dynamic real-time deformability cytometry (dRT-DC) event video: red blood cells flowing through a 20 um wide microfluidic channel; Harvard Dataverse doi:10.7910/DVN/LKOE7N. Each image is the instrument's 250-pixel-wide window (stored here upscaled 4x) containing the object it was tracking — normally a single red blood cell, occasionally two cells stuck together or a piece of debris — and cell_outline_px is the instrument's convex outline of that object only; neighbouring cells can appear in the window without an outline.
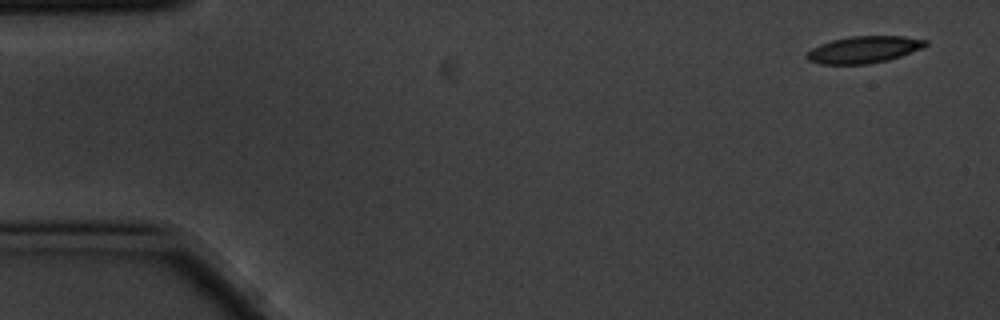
{"species": "common noctule bat (a hibernating species)", "species_latin": "Nyctalus noctula", "temperature_condition": "cold", "stored_images_in_passage": 5, "segment_of_instrument_passage": [1, 2], "camera_frame_rate_fps": 3000, "um_per_image_px": 0.085, "animal": {"sex": "male", "body_mass_g": 20.1, "forearm_length_mm": 53.5}, "frame": {"image": 1, "passage_image": 1, "time_ms": 0.0, "image_size_px": [1000, 320], "cell_outline_px": [[928, 44], [924, 48], [888, 60], [868, 64], [820, 64], [808, 60], [804, 56], [812, 48], [820, 44], [832, 40], [848, 36], [904, 36], [928, 40]], "centroid_in_image_um": [73.44, 4.21], "position_along_channel_um": 11.6, "area_um2": 18.73}}